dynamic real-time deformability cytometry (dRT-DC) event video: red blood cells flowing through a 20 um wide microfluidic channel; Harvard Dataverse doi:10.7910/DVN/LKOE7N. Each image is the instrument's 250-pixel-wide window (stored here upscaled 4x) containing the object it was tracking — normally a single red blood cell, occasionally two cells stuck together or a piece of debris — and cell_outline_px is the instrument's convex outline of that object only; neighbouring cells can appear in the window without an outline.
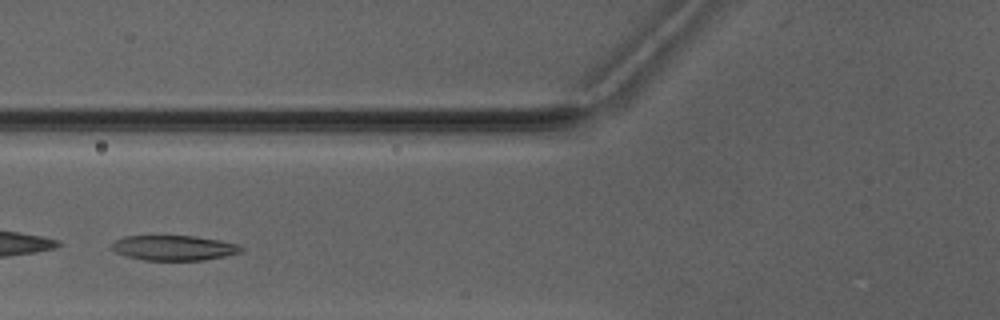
{"species": "Egyptian fruit bat (a non-hibernating species)", "species_latin": "Rousettus aegyptiacus", "temperature_condition": "warm", "stored_images_in_passage": 3, "camera_frame_rate_fps": 3000, "um_per_image_px": 0.085, "animal": {"sex": "male"}, "frame": {"image": 1, "passage_image": 3, "time_ms": 3.0, "image_size_px": [1000, 320], "cell_outline_px": [[244, 248], [240, 252], [224, 256], [204, 260], [144, 260], [124, 256], [108, 248], [108, 244], [124, 236], [196, 236], [220, 240], [240, 244]], "centroid_in_image_um": [14.73, 21.06], "position_along_channel_um": 111.1, "area_um2": 19.13}}